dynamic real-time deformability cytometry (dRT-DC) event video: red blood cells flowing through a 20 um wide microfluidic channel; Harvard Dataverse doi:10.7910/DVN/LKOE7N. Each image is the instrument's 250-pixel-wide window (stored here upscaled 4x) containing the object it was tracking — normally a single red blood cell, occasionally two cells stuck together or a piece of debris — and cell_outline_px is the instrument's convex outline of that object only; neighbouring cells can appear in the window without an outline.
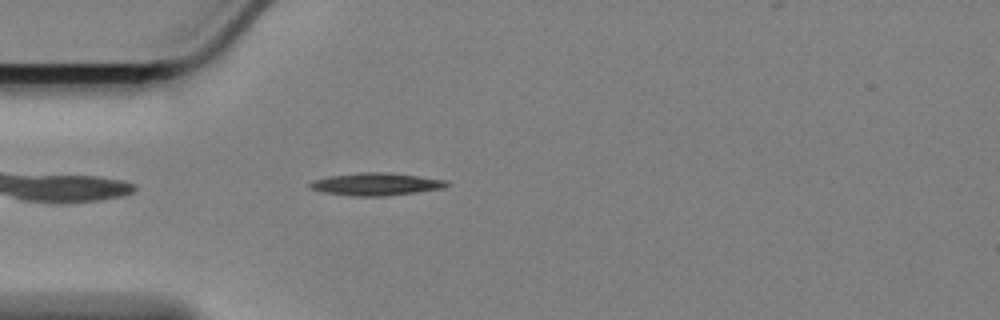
{"species": "Egyptian fruit bat (a non-hibernating species)", "species_latin": "Rousettus aegyptiacus", "temperature_condition": "cold", "stored_images_in_passage": 46, "camera_frame_rate_fps": 3000, "um_per_image_px": 0.085, "animal": {"sex": "female"}, "frame": {"image": 1, "passage_image": 3, "time_ms": 0.667, "image_size_px": [1000, 320], "cell_outline_px": [[448, 184], [444, 188], [416, 192], [384, 196], [352, 196], [324, 192], [308, 188], [308, 184], [312, 180], [328, 176], [360, 172], [388, 172], [444, 180]], "centroid_in_image_um": [31.88, 15.65], "position_along_channel_um": 53.1, "area_um2": 17.86}}
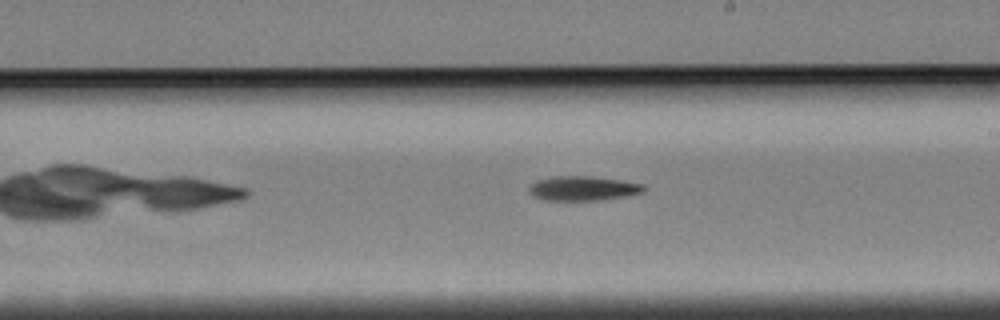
{"frame": {"image": 2, "passage_image": 20, "time_ms": 6.333, "image_size_px": [1000, 320], "cell_outline_px": [[644, 192], [624, 196], [600, 200], [544, 200], [532, 196], [528, 188], [536, 180], [552, 176], [588, 176], [620, 180], [644, 184]], "centroid_in_image_um": [49.52, 16.01], "position_along_channel_um": 239.5, "area_um2": 16.3}}
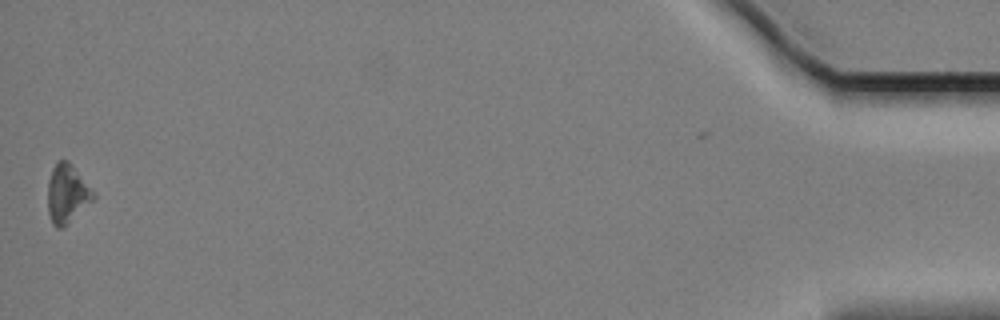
{"frame": {"image": 3, "passage_image": 45, "time_ms": 14.667, "image_size_px": [1000, 320], "cell_outline_px": [[96, 196], [64, 228], [56, 228], [52, 224], [48, 212], [48, 180], [52, 168], [60, 160], [68, 160], [72, 164]], "centroid_in_image_um": [5.67, 16.49], "position_along_channel_um": 429.5, "area_um2": 15.37}, "authors_computed_cell_mechanics": {"area_um2": 16.0684, "velocity_mm_per_s": 3.3981, "shape_relaxation_time_tau1_ms": 6.9166, "shape_relaxation_time_tau2_ms": null, "deformation_change_tau1": 0.1532, "deformation_change_tau2": null}}